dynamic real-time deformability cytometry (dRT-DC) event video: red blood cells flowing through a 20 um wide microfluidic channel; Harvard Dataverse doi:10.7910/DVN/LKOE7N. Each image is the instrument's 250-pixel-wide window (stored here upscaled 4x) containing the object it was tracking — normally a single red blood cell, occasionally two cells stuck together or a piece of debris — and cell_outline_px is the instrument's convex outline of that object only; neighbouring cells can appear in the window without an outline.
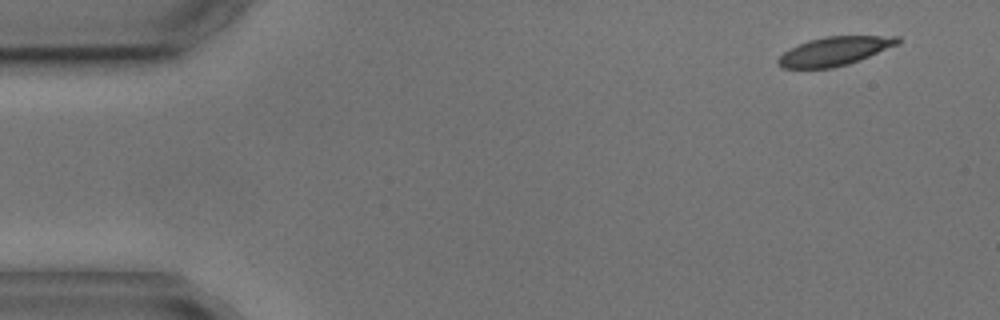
{"species": "common noctule bat (a hibernating species)", "species_latin": "Nyctalus noctula", "temperature_condition": "cold", "stored_images_in_passage": 3, "camera_frame_rate_fps": 3000, "um_per_image_px": 0.085, "animal": {"sex": "male", "body_mass_g": 17.9, "forearm_length_mm": 54.2}, "frame": {"image": 1, "passage_image": 1, "time_ms": 0.0, "image_size_px": [1000, 320], "cell_outline_px": [[900, 44], [848, 64], [832, 68], [784, 68], [776, 60], [784, 52], [808, 40], [824, 36], [900, 36]], "centroid_in_image_um": [70.98, 4.34], "position_along_channel_um": 14.0, "area_um2": 19.83}}